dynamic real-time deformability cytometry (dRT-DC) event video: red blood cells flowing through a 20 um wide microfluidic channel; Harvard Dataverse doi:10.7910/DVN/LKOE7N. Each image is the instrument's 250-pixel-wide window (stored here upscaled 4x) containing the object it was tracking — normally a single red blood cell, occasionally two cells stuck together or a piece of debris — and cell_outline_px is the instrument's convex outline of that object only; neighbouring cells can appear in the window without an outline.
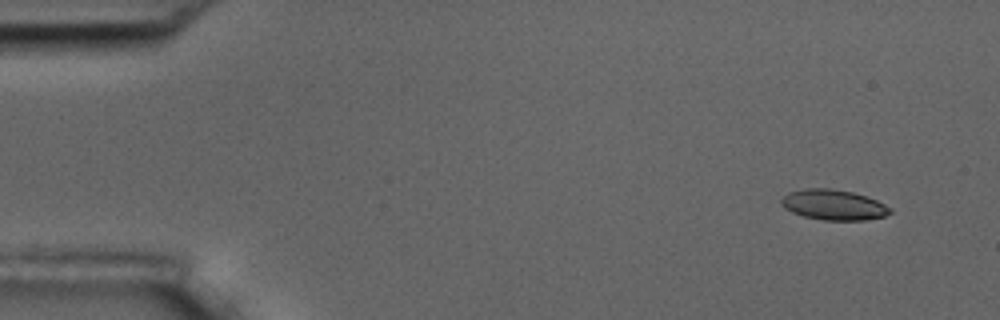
{"species": "common noctule bat (a hibernating species)", "species_latin": "Nyctalus noctula", "temperature_condition": "room temperature", "stored_images_in_passage": 10, "camera_frame_rate_fps": 3000, "um_per_image_px": 0.085, "animal": {"sex": "male", "body_mass_g": 17.5, "forearm_length_mm": 52.3}, "frame": {"image": 1, "passage_image": 1, "time_ms": 0.0, "image_size_px": [1000, 320], "cell_outline_px": [[892, 212], [884, 216], [864, 220], [824, 220], [804, 216], [792, 212], [784, 208], [780, 204], [780, 200], [788, 192], [804, 188], [828, 188], [852, 192], [876, 200], [892, 208]], "centroid_in_image_um": [70.82, 17.41], "position_along_channel_um": 14.2, "area_um2": 19.19}}
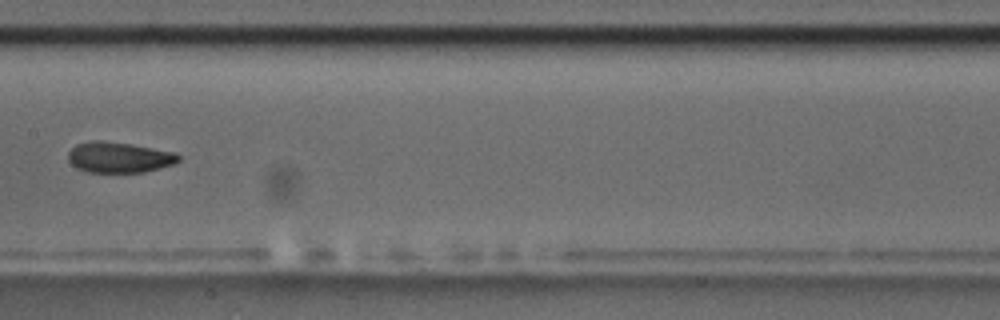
{"frame": {"image": 2, "passage_image": 8, "time_ms": 8.333, "image_size_px": [1000, 320], "cell_outline_px": [[180, 160], [172, 164], [160, 168], [144, 172], [88, 172], [76, 168], [68, 160], [68, 152], [76, 144], [92, 140], [100, 140], [128, 144], [176, 152], [180, 156]], "centroid_in_image_um": [10.1, 13.37], "position_along_channel_um": 197.3, "area_um2": 19.65}}
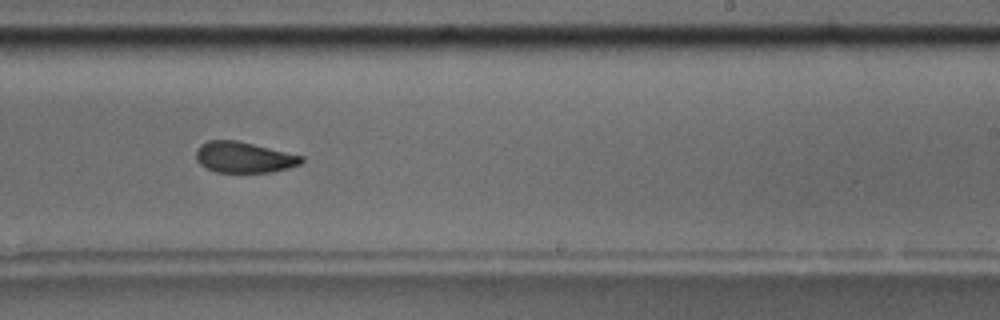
{"frame": {"image": 3, "passage_image": 10, "time_ms": 10.333, "image_size_px": [1000, 320], "cell_outline_px": [[304, 160], [300, 164], [288, 168], [272, 172], [216, 172], [200, 164], [196, 160], [196, 148], [200, 144], [208, 140], [236, 140], [304, 156]], "centroid_in_image_um": [20.72, 13.36], "position_along_channel_um": 268.3, "area_um2": 18.96}}